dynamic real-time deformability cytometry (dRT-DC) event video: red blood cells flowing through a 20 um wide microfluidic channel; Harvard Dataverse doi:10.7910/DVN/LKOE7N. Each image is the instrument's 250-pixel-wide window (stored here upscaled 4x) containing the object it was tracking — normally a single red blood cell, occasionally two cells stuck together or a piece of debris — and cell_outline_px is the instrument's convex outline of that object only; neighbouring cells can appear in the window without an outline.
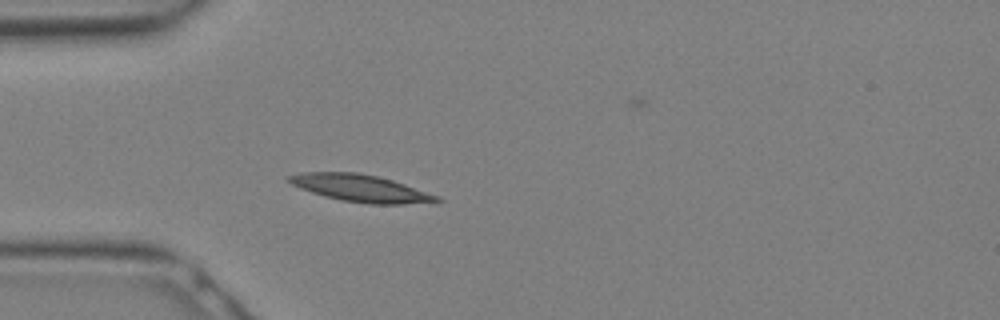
{"species": "Egyptian fruit bat (a non-hibernating species)", "species_latin": "Rousettus aegyptiacus", "temperature_condition": "warm", "stored_images_in_passage": 19, "camera_frame_rate_fps": 3000, "um_per_image_px": 0.085, "animal": {"sex": "female"}, "frame": {"image": 1, "passage_image": 3, "time_ms": 0.667, "image_size_px": [1000, 320], "cell_outline_px": [[444, 200], [436, 204], [368, 204], [340, 200], [324, 196], [300, 188], [292, 184], [288, 180], [288, 176], [300, 172], [356, 172], [376, 176], [392, 180], [440, 196]], "centroid_in_image_um": [30.75, 16.02], "position_along_channel_um": 54.2, "area_um2": 23.64}}
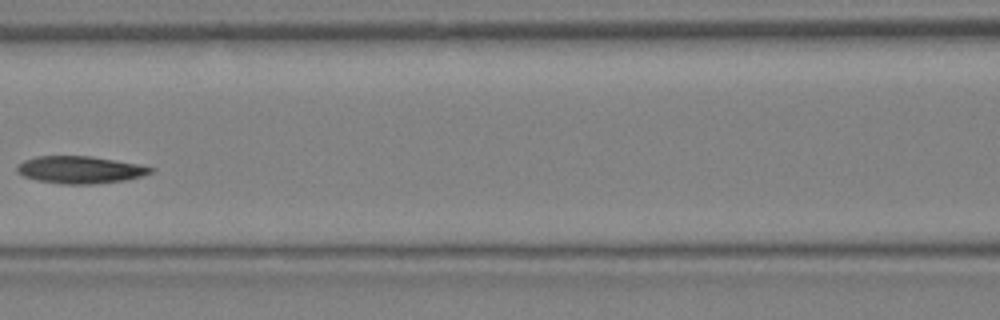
{"frame": {"image": 2, "passage_image": 8, "time_ms": 2.333, "image_size_px": [1000, 320], "cell_outline_px": [[156, 168], [152, 172], [140, 176], [124, 180], [92, 184], [60, 184], [36, 180], [24, 176], [16, 172], [16, 168], [24, 160], [36, 156], [92, 156], [136, 164]], "centroid_in_image_um": [6.77, 14.43], "position_along_channel_um": 159.8, "area_um2": 21.1}}
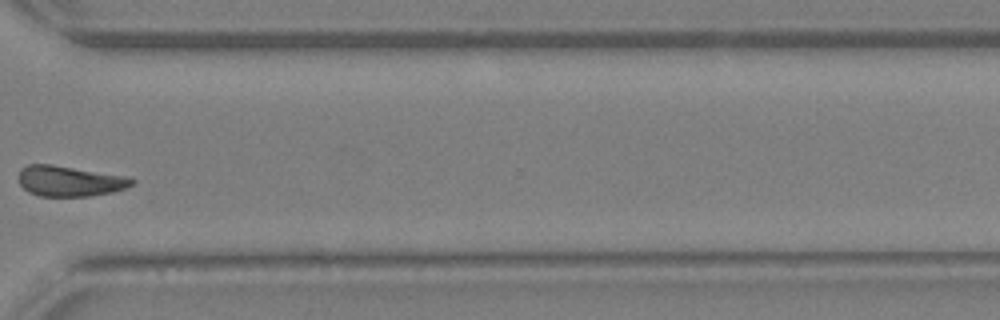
{"frame": {"image": 3, "passage_image": 17, "time_ms": 5.333, "image_size_px": [1000, 320], "cell_outline_px": [[136, 180], [132, 184], [124, 188], [112, 192], [92, 196], [40, 196], [28, 192], [20, 184], [16, 176], [20, 168], [28, 164], [52, 164], [128, 176]], "centroid_in_image_um": [5.88, 15.38], "position_along_channel_um": 364.7, "area_um2": 20.4}}